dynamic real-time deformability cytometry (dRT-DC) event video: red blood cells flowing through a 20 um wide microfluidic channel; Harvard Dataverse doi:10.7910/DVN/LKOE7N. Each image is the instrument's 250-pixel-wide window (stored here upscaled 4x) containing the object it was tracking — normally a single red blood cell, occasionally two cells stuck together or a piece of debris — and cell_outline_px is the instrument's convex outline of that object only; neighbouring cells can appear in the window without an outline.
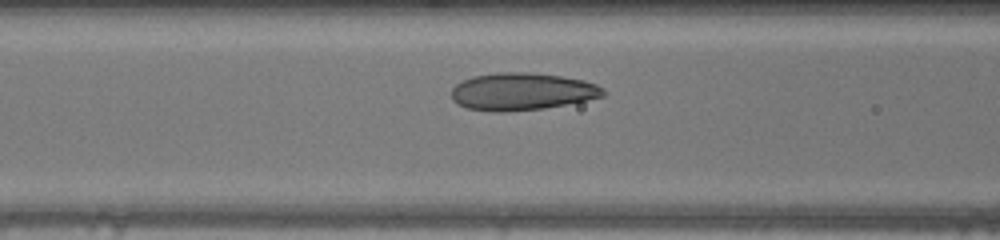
{"species": "human", "species_latin": "Homo sapiens", "temperature_condition": "warm", "stored_images_in_passage": 32, "camera_frame_rate_fps": 3000, "um_per_image_px": 0.085, "donor": {"sex": "male"}, "frame": {"image": 1, "passage_image": 11, "time_ms": 3.333, "image_size_px": [1000, 240], "cell_outline_px": [[608, 92], [604, 96], [544, 108], [508, 112], [492, 112], [468, 108], [456, 104], [452, 100], [452, 88], [456, 84], [472, 76], [496, 72], [528, 72], [560, 76], [584, 80], [596, 84], [604, 88]], "centroid_in_image_um": [44.35, 7.78], "position_along_channel_um": 122.3, "area_um2": 33.18}}
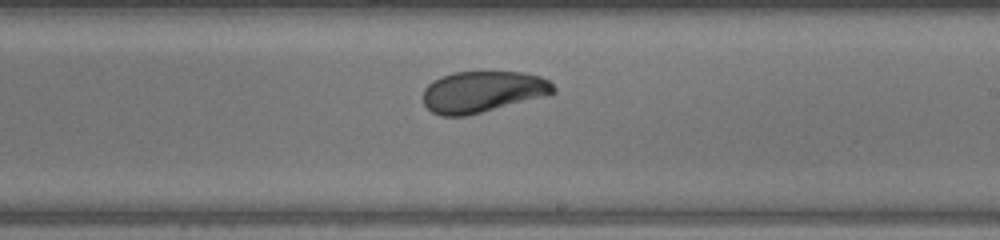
{"frame": {"image": 2, "passage_image": 20, "time_ms": 6.333, "image_size_px": [1000, 240], "cell_outline_px": [[556, 92], [548, 96], [468, 116], [440, 116], [432, 112], [424, 104], [424, 88], [432, 80], [440, 76], [452, 72], [524, 72], [540, 76], [548, 80], [556, 88]], "centroid_in_image_um": [41.04, 7.8], "position_along_channel_um": 248.0, "area_um2": 31.85}}
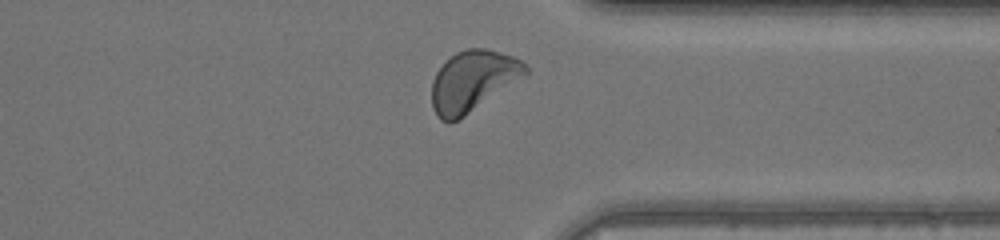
{"frame": {"image": 3, "passage_image": 29, "time_ms": 9.333, "image_size_px": [1000, 240], "cell_outline_px": [[528, 72], [524, 76], [464, 116], [448, 124], [440, 120], [436, 116], [432, 108], [432, 84], [436, 72], [456, 52], [464, 48], [484, 48], [512, 56], [520, 60], [528, 68]], "centroid_in_image_um": [40.15, 6.9], "position_along_channel_um": 371.2, "area_um2": 32.71}}